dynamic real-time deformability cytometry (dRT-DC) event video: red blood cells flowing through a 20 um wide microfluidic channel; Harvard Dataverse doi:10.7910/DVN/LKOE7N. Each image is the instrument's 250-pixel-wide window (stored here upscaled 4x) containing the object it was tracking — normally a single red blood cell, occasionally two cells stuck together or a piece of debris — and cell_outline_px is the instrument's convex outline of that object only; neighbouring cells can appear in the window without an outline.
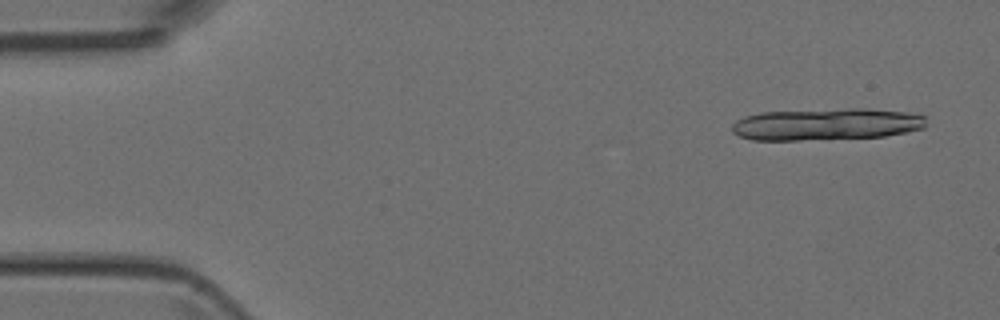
{"species": "Egyptian fruit bat (a non-hibernating species)", "species_latin": "Rousettus aegyptiacus", "temperature_condition": "room temperature", "stored_images_in_passage": 7, "segment_of_instrument_passage": [1, 2], "camera_frame_rate_fps": 3000, "um_per_image_px": 0.085, "animal": {"sex": "female"}, "frame": {"image": 1, "passage_image": 1, "time_ms": 0.0, "image_size_px": [1000, 320], "cell_outline_px": [[924, 128], [884, 136], [800, 140], [752, 140], [740, 136], [732, 132], [732, 124], [736, 120], [744, 116], [764, 112], [848, 108], [860, 108], [904, 112], [924, 116]], "centroid_in_image_um": [70.17, 10.56], "position_along_channel_um": 14.8, "area_um2": 35.78}}